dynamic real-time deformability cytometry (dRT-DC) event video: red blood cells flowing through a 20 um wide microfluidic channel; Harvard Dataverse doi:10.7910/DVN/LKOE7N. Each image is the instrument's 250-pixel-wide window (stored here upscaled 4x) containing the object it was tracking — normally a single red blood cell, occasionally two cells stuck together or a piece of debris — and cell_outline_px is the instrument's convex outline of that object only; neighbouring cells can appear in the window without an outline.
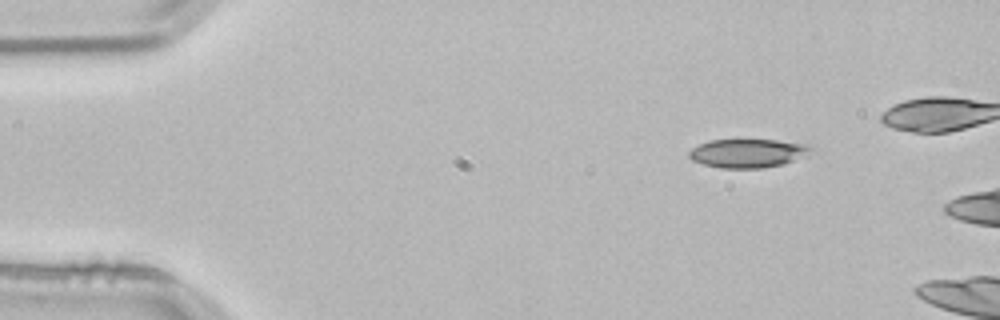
{"species": "common noctule bat (a hibernating species)", "species_latin": "Nyctalus noctula", "temperature_condition": "room temperature", "stored_images_in_passage": 3, "camera_frame_rate_fps": 3000, "um_per_image_px": 0.085, "animal": {"sex": "male", "body_mass_g": 21.5, "forearm_length_mm": 52.0}, "frame": {"image": 1, "passage_image": 1, "time_ms": 0.0, "image_size_px": [1000, 320], "cell_outline_px": [[816, 152], [784, 164], [764, 168], [720, 168], [704, 164], [692, 160], [688, 156], [688, 152], [692, 148], [708, 140], [776, 140], [808, 144], [816, 148]], "centroid_in_image_um": [63.64, 13.02], "position_along_channel_um": 21.4, "area_um2": 20.69}}